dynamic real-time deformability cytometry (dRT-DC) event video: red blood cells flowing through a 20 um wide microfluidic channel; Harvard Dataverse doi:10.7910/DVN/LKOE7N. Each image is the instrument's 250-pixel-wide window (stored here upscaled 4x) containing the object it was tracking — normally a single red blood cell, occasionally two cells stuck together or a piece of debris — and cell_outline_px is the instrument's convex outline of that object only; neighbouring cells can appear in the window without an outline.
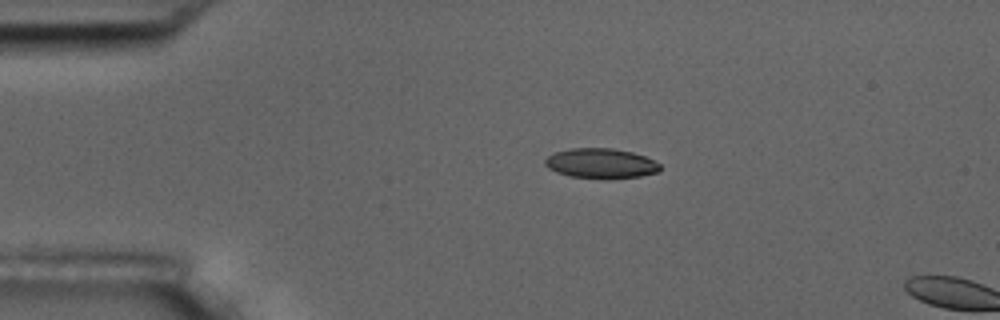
{"species": "common noctule bat (a hibernating species)", "species_latin": "Nyctalus noctula", "temperature_condition": "room temperature", "stored_images_in_passage": 3, "camera_frame_rate_fps": 3000, "um_per_image_px": 0.085, "animal": {"sex": "male", "body_mass_g": 17.5, "forearm_length_mm": 52.3}, "frame": {"image": 1, "passage_image": 2, "time_ms": 2.0, "image_size_px": [1000, 320], "cell_outline_px": [[660, 172], [640, 176], [608, 180], [604, 180], [568, 176], [556, 172], [548, 168], [544, 164], [544, 160], [552, 152], [572, 148], [612, 148], [632, 152], [644, 156], [660, 164]], "centroid_in_image_um": [51.05, 13.91], "position_along_channel_um": 34.0, "area_um2": 20.52}}